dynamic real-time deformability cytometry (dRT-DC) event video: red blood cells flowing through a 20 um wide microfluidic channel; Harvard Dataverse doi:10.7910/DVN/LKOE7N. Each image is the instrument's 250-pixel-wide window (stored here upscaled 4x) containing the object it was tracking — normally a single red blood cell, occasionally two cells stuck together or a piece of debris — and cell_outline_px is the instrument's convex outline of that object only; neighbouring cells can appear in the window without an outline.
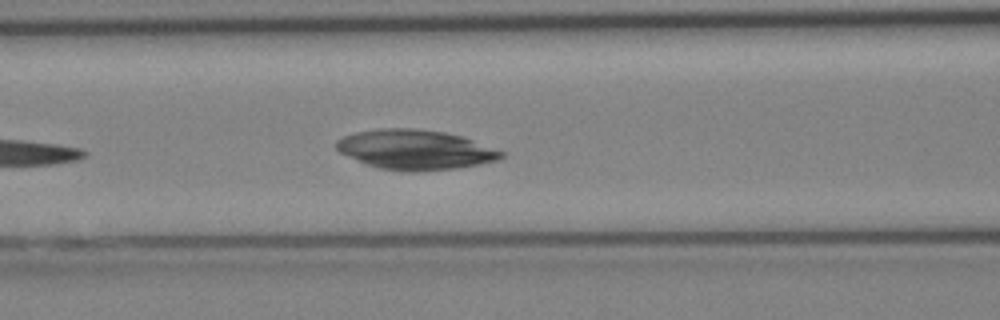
{"species": "Egyptian fruit bat (a non-hibernating species)", "species_latin": "Rousettus aegyptiacus", "temperature_condition": "cold", "stored_images_in_passage": 27, "camera_frame_rate_fps": 3000, "um_per_image_px": 0.085, "animal": {"sex": "female"}, "frame": {"image": 1, "passage_image": 8, "time_ms": 2.333, "image_size_px": [1000, 320], "cell_outline_px": [[504, 156], [496, 160], [480, 164], [452, 168], [416, 172], [408, 172], [380, 168], [368, 164], [340, 152], [336, 148], [336, 140], [344, 136], [356, 132], [380, 128], [416, 128], [444, 132], [460, 136], [472, 140], [504, 152]], "centroid_in_image_um": [35.28, 12.71], "position_along_channel_um": 131.3, "area_um2": 37.74}}
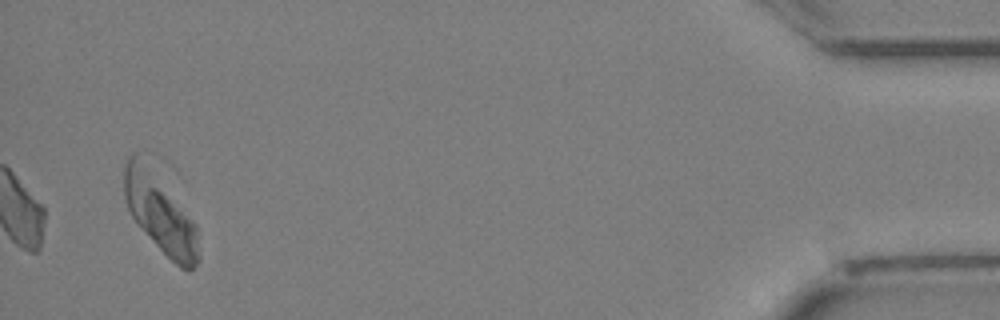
{"frame": {"image": 2, "passage_image": 27, "time_ms": 8.667, "image_size_px": [1000, 320], "cell_outline_px": [[200, 260], [192, 272], [188, 272], [180, 268], [156, 244], [132, 216], [128, 208], [124, 196], [124, 164], [128, 156], [132, 152], [136, 152], [196, 224], [200, 256]], "centroid_in_image_um": [13.63, 18.2], "position_along_channel_um": 421.6, "area_um2": 33.18}}